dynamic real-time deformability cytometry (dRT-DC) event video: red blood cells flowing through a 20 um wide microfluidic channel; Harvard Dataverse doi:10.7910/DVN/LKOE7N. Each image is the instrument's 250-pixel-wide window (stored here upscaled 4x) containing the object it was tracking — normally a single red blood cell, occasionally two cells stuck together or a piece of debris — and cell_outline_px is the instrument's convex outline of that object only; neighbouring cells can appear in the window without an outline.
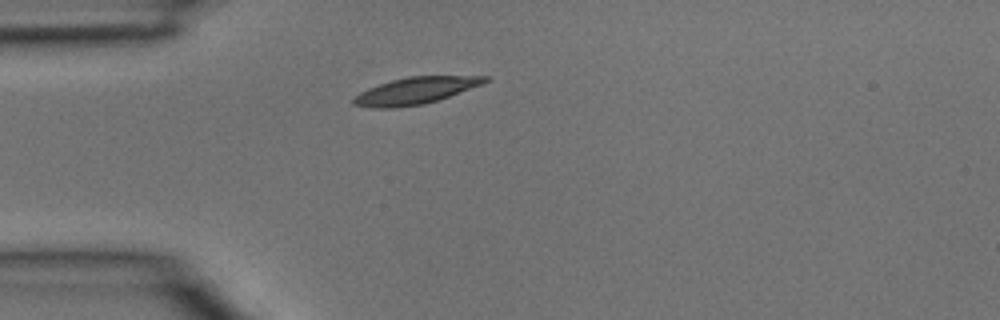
{"species": "common noctule bat (a hibernating species)", "species_latin": "Nyctalus noctula", "temperature_condition": "room temperature", "stored_images_in_passage": 1, "camera_frame_rate_fps": 3000, "um_per_image_px": 0.085, "animal": {"sex": "male", "body_mass_g": 15.6}, "frame": {"image": 1, "passage_image": 1, "time_ms": 0.0, "image_size_px": [1000, 320], "cell_outline_px": [[492, 80], [484, 84], [424, 104], [392, 108], [376, 108], [352, 104], [352, 96], [368, 88], [392, 80], [408, 76], [488, 76]], "centroid_in_image_um": [35.32, 7.7], "position_along_channel_um": 49.7, "area_um2": 20.46}}